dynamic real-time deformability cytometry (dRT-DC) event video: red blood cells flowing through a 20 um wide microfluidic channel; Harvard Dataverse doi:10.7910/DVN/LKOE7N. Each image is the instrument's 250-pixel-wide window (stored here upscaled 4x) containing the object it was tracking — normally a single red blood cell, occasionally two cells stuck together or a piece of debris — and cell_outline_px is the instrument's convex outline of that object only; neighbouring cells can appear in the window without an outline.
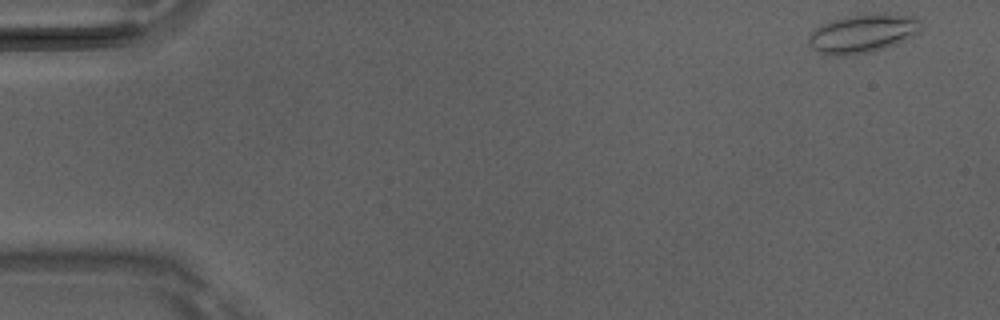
{"species": "Egyptian fruit bat (a non-hibernating species)", "species_latin": "Rousettus aegyptiacus", "temperature_condition": "room temperature", "stored_images_in_passage": 13, "camera_frame_rate_fps": 3000, "um_per_image_px": 0.085, "animal": {"sex": "male"}, "frame": {"image": 1, "passage_image": 1, "time_ms": 0.0, "image_size_px": [1000, 320], "cell_outline_px": [[924, 28], [920, 32], [896, 44], [872, 52], [844, 56], [836, 56], [820, 52], [812, 48], [808, 40], [808, 36], [816, 28], [832, 20], [864, 12], [876, 12], [916, 16], [920, 20]], "centroid_in_image_um": [73.4, 2.82], "position_along_channel_um": 11.6, "area_um2": 25.72}}